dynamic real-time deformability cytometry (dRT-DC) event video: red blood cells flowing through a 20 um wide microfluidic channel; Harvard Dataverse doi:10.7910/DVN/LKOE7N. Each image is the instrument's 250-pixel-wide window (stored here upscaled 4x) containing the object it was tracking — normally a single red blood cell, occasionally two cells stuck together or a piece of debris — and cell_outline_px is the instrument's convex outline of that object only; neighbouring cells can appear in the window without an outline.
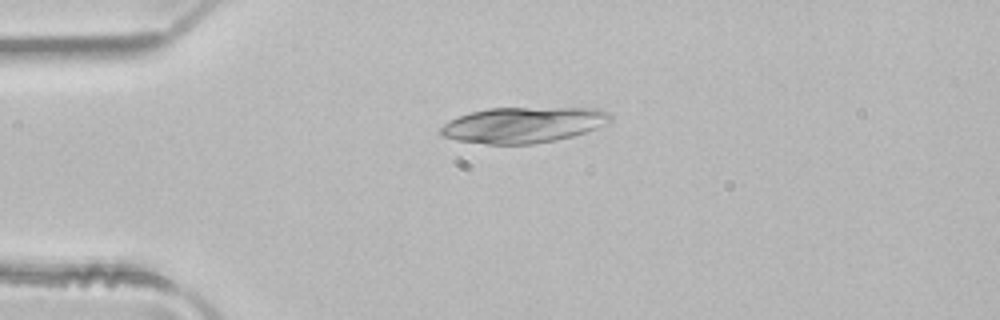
{"species": "common noctule bat (a hibernating species)", "species_latin": "Nyctalus noctula", "temperature_condition": "room temperature", "stored_images_in_passage": 2, "camera_frame_rate_fps": 3000, "um_per_image_px": 0.085, "animal": {"sex": "male", "body_mass_g": 21.5, "forearm_length_mm": 52.0}, "frame": {"image": 1, "passage_image": 1, "time_ms": 0.0, "image_size_px": [1000, 320], "cell_outline_px": [[612, 120], [608, 124], [572, 136], [556, 140], [532, 144], [488, 144], [456, 140], [444, 136], [440, 132], [440, 128], [448, 120], [468, 112], [488, 108], [596, 108], [608, 112], [612, 116]], "centroid_in_image_um": [44.48, 10.61], "position_along_channel_um": 40.5, "area_um2": 35.43}}